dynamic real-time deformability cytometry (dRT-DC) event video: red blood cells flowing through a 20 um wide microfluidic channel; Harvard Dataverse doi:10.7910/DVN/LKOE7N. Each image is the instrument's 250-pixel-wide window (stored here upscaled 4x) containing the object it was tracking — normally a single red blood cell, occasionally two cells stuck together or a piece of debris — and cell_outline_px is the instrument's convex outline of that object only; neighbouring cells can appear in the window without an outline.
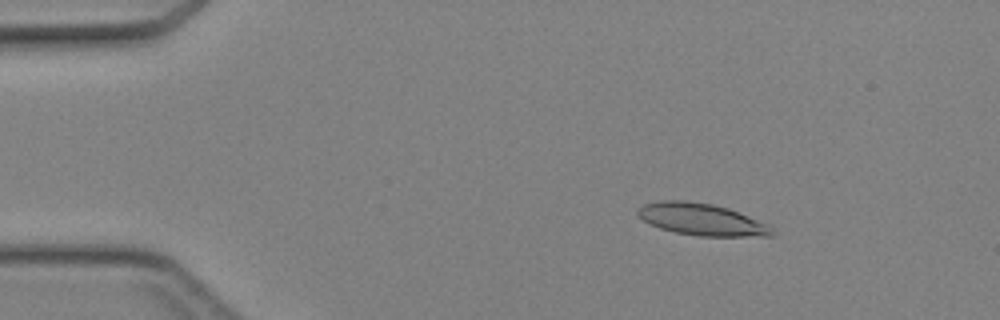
{"species": "Egyptian fruit bat (a non-hibernating species)", "species_latin": "Rousettus aegyptiacus", "temperature_condition": "cold", "stored_images_in_passage": 44, "camera_frame_rate_fps": 3000, "um_per_image_px": 0.085, "animal": {"sex": "female"}, "frame": {"image": 1, "passage_image": 6, "time_ms": 1.667, "image_size_px": [1000, 320], "cell_outline_px": [[776, 236], [700, 236], [676, 232], [660, 228], [644, 220], [636, 212], [636, 208], [644, 204], [660, 200], [684, 200], [712, 204], [728, 208], [772, 224]], "centroid_in_image_um": [59.72, 18.65], "position_along_channel_um": 25.3, "area_um2": 25.2}}
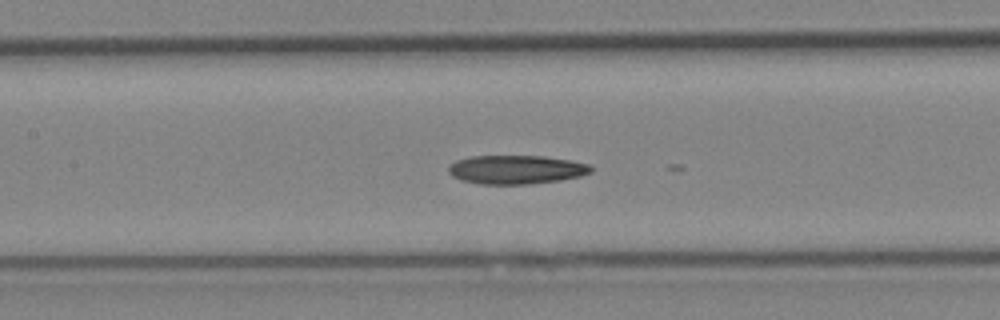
{"frame": {"image": 2, "passage_image": 20, "time_ms": 6.333, "image_size_px": [1000, 320], "cell_outline_px": [[592, 172], [580, 176], [560, 180], [528, 184], [480, 184], [460, 180], [452, 176], [448, 172], [448, 164], [456, 160], [468, 156], [544, 156], [572, 160], [592, 164]], "centroid_in_image_um": [43.87, 14.41], "position_along_channel_um": 163.5, "area_um2": 24.22}}
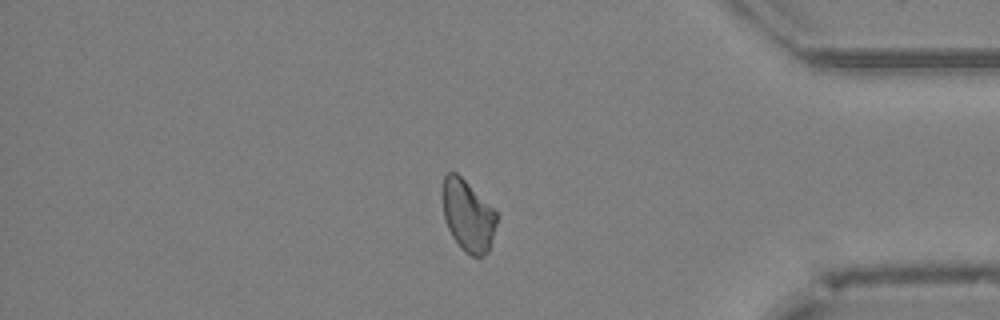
{"frame": {"image": 3, "passage_image": 37, "time_ms": 12.0, "image_size_px": [1000, 320], "cell_outline_px": [[500, 216], [488, 252], [484, 256], [472, 256], [464, 252], [452, 236], [448, 228], [444, 216], [440, 192], [444, 176], [448, 172], [456, 172]], "centroid_in_image_um": [39.76, 18.34], "position_along_channel_um": 395.4, "area_um2": 22.72}}